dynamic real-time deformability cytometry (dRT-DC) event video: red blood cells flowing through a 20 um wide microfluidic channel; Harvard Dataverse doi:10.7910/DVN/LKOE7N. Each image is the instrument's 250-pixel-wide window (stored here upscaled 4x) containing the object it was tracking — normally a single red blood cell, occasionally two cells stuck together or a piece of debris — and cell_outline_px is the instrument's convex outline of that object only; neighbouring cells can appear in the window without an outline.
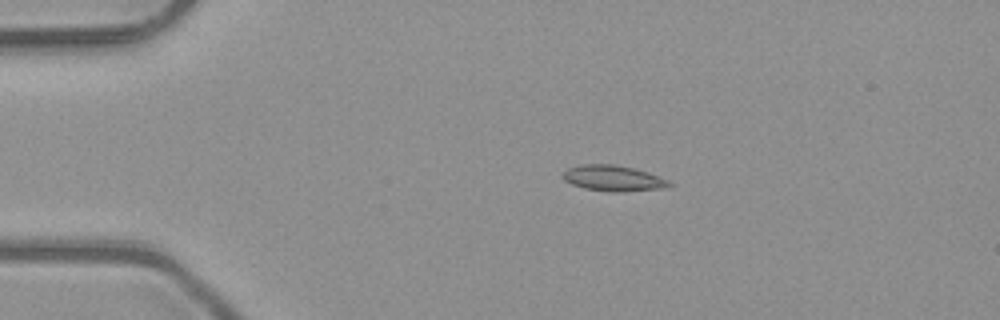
{"species": "common noctule bat (a hibernating species)", "species_latin": "Nyctalus noctula", "temperature_condition": "room temperature", "stored_images_in_passage": 4, "camera_frame_rate_fps": 3000, "um_per_image_px": 0.085, "animal": {"sex": "male", "body_mass_g": 23.1, "forearm_length_mm": 52.7}, "frame": {"image": 1, "passage_image": 2, "time_ms": 0.333, "image_size_px": [1000, 320], "cell_outline_px": [[672, 184], [668, 188], [620, 192], [612, 192], [584, 188], [572, 184], [564, 180], [564, 172], [568, 168], [584, 164], [616, 164], [648, 172], [668, 180]], "centroid_in_image_um": [52.16, 15.16], "position_along_channel_um": 32.8, "area_um2": 15.9}}
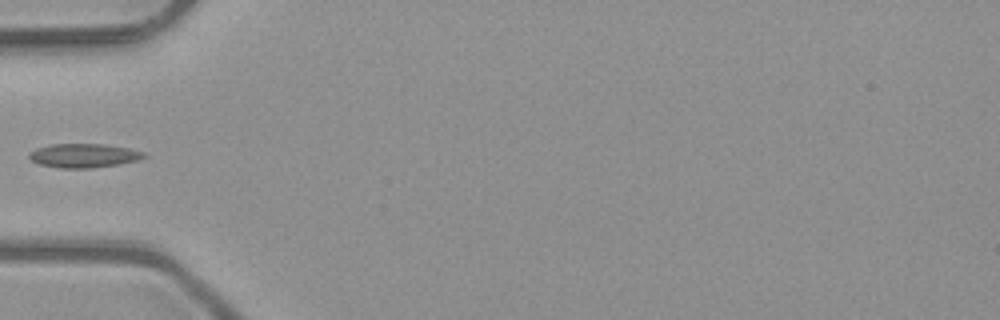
{"frame": {"image": 2, "passage_image": 4, "time_ms": 1.0, "image_size_px": [1000, 320], "cell_outline_px": [[148, 156], [140, 160], [120, 164], [92, 168], [60, 168], [40, 164], [32, 160], [28, 156], [28, 152], [36, 148], [52, 144], [104, 144], [128, 148], [144, 152]], "centroid_in_image_um": [7.14, 13.22], "position_along_channel_um": 77.9, "area_um2": 16.13}}